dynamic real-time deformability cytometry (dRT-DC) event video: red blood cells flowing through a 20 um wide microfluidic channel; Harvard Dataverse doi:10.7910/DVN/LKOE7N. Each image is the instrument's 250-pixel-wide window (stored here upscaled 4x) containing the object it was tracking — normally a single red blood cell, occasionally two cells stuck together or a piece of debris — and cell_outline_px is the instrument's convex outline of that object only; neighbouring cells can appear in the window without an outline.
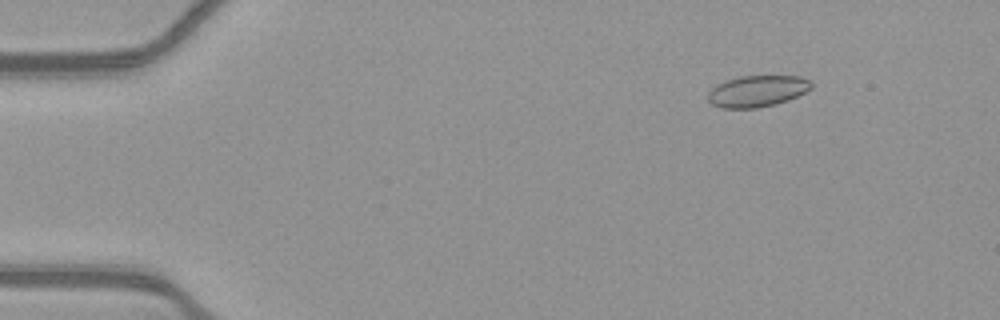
{"species": "common noctule bat (a hibernating species)", "species_latin": "Nyctalus noctula", "temperature_condition": "warm", "stored_images_in_passage": 54, "camera_frame_rate_fps": 3000, "um_per_image_px": 0.085, "animal": {"sex": "female", "body_mass_g": 21.9}, "frame": {"image": 1, "passage_image": 7, "time_ms": 2.0, "image_size_px": [1000, 320], "cell_outline_px": [[812, 88], [788, 100], [776, 104], [756, 108], [720, 108], [712, 104], [708, 100], [708, 92], [716, 84], [724, 80], [740, 76], [800, 76], [812, 80]], "centroid_in_image_um": [64.35, 7.74], "position_along_channel_um": 20.6, "area_um2": 19.07}}
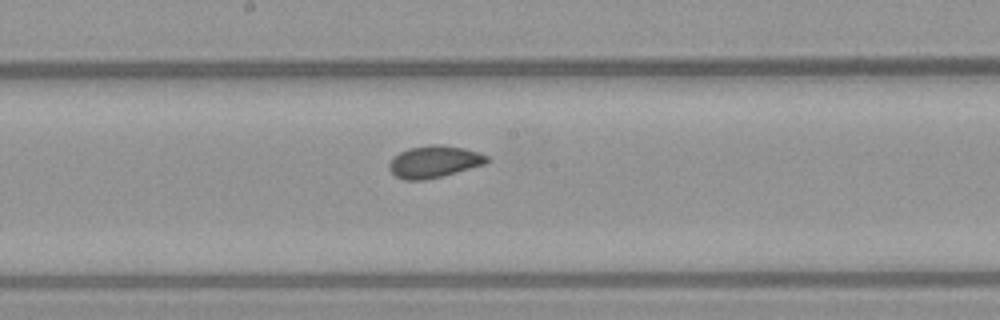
{"frame": {"image": 2, "passage_image": 29, "time_ms": 9.333, "image_size_px": [1000, 320], "cell_outline_px": [[492, 160], [484, 164], [444, 176], [424, 180], [404, 180], [396, 176], [388, 168], [388, 164], [400, 152], [408, 148], [428, 144], [440, 144], [464, 148], [480, 152], [488, 156]], "centroid_in_image_um": [36.94, 13.74], "position_along_channel_um": 211.3, "area_um2": 18.38}}
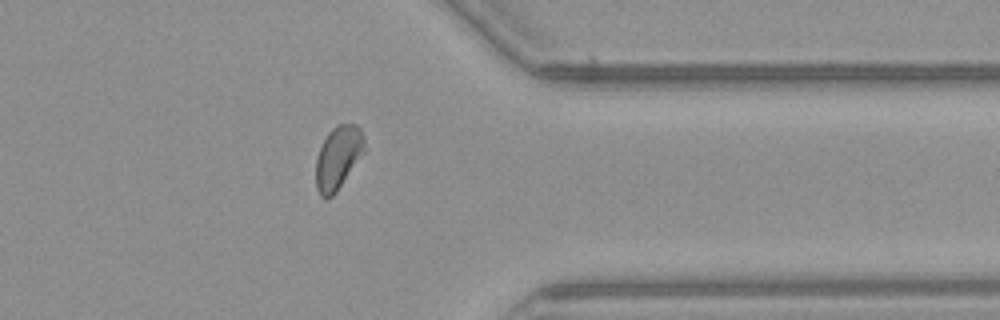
{"frame": {"image": 3, "passage_image": 43, "time_ms": 14.0, "image_size_px": [1000, 320], "cell_outline_px": [[364, 152], [336, 192], [332, 196], [320, 196], [316, 188], [316, 156], [328, 132], [336, 124], [356, 124], [360, 128], [364, 136]], "centroid_in_image_um": [28.73, 13.37], "position_along_channel_um": 382.7, "area_um2": 17.69}, "authors_computed_cell_mechanics": {"area_um2": 18.3515, "velocity_mm_per_s": 3.8895, "shape_relaxation_time_tau1_ms": 6.5892, "shape_relaxation_time_tau2_ms": 2.1509, "deformation_change_tau1": 0.1006, "deformation_change_tau2": 0.0566}}